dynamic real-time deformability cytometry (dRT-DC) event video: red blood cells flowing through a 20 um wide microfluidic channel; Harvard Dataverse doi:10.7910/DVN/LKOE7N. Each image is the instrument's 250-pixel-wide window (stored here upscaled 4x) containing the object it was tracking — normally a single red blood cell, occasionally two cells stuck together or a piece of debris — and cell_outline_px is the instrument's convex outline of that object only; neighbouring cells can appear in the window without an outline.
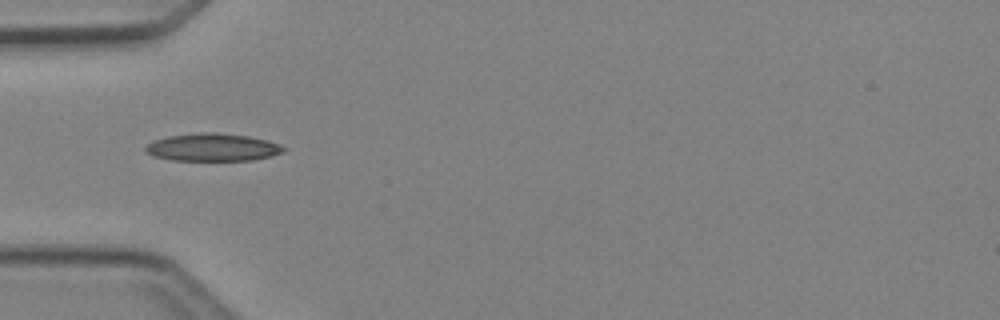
{"species": "Egyptian fruit bat (a non-hibernating species)", "species_latin": "Rousettus aegyptiacus", "temperature_condition": "cold", "stored_images_in_passage": 5, "camera_frame_rate_fps": 3000, "um_per_image_px": 0.085, "animal": {"sex": "female"}, "frame": {"image": 1, "passage_image": 4, "time_ms": 4.333, "image_size_px": [1000, 320], "cell_outline_px": [[288, 148], [284, 152], [272, 156], [252, 160], [172, 160], [156, 156], [144, 152], [144, 148], [148, 144], [156, 140], [168, 136], [200, 132], [216, 132], [248, 136], [268, 140], [280, 144]], "centroid_in_image_um": [18.13, 12.52], "position_along_channel_um": 66.9, "area_um2": 22.31}}
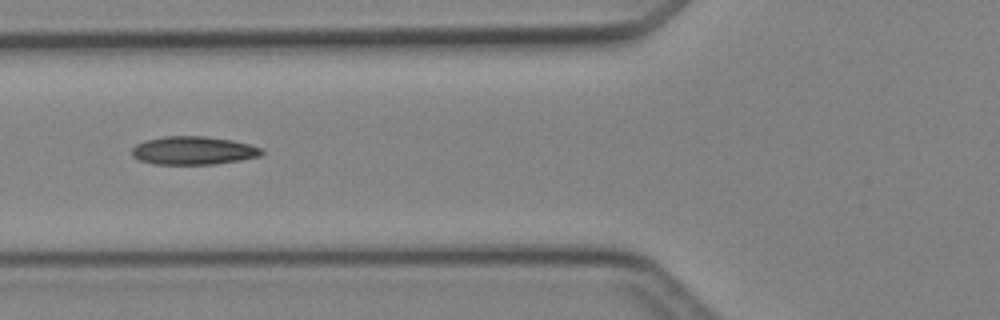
{"frame": {"image": 2, "passage_image": 5, "time_ms": 5.333, "image_size_px": [1000, 320], "cell_outline_px": [[264, 152], [260, 156], [240, 160], [216, 164], [152, 164], [140, 160], [132, 156], [132, 148], [136, 144], [144, 140], [164, 136], [204, 136], [232, 140], [248, 144], [260, 148]], "centroid_in_image_um": [16.4, 12.79], "position_along_channel_um": 109.4, "area_um2": 21.39}}